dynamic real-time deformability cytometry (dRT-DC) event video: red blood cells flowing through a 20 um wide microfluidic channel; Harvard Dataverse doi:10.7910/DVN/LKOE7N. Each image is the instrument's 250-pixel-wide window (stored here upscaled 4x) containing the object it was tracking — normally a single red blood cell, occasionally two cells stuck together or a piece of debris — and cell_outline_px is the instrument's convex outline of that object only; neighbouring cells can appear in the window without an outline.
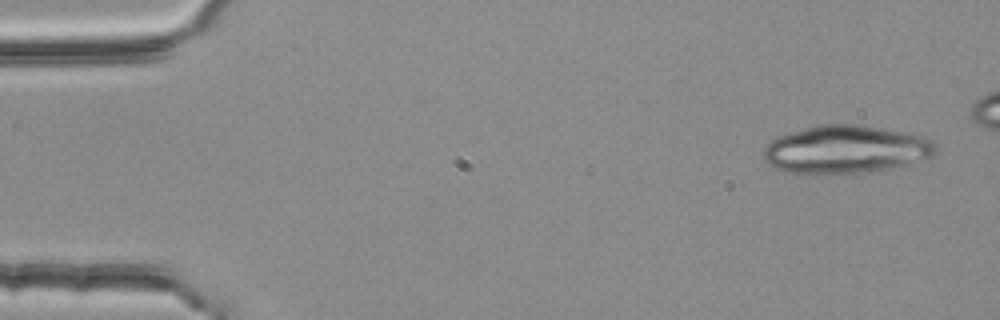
{"species": "common noctule bat (a hibernating species)", "species_latin": "Nyctalus noctula", "temperature_condition": "room temperature", "stored_images_in_passage": 47, "segment_of_instrument_passage": [1, 2], "camera_frame_rate_fps": 3000, "um_per_image_px": 0.085, "animal": {"sex": "female", "body_mass_g": 25.1}, "frame": {"image": 1, "passage_image": 1, "time_ms": 0.0, "image_size_px": [1000, 320], "cell_outline_px": [[936, 152], [932, 156], [904, 164], [888, 168], [864, 172], [816, 176], [788, 172], [776, 168], [768, 164], [764, 160], [764, 148], [772, 140], [780, 136], [804, 128], [820, 124], [856, 124], [880, 128], [916, 136], [928, 140], [936, 148]], "centroid_in_image_um": [71.77, 12.73], "position_along_channel_um": 13.2, "area_um2": 47.57}}